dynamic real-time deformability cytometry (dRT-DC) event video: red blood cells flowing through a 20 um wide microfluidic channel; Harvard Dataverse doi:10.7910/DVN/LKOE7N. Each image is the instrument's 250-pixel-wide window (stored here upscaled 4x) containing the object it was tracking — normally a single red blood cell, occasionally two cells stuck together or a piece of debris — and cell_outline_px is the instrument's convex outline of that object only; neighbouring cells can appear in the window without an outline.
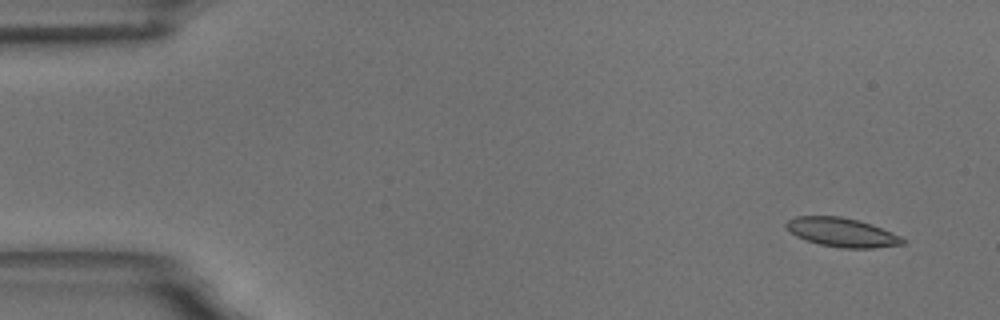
{"species": "common noctule bat (a hibernating species)", "species_latin": "Nyctalus noctula", "temperature_condition": "room temperature", "stored_images_in_passage": 5, "segment_of_instrument_passage": [2, 2], "camera_frame_rate_fps": 3000, "um_per_image_px": 0.085, "animal": {"sex": "male", "body_mass_g": 18.8}, "frame": {"image": 1, "passage_image": 5, "time_ms": 4.667, "image_size_px": [1000, 320], "cell_outline_px": [[908, 240], [904, 244], [872, 248], [840, 248], [820, 244], [796, 236], [784, 224], [788, 220], [796, 216], [840, 216], [860, 220], [872, 224], [892, 232]], "centroid_in_image_um": [71.61, 19.74], "position_along_channel_um": 13.4, "area_um2": 19.65}}